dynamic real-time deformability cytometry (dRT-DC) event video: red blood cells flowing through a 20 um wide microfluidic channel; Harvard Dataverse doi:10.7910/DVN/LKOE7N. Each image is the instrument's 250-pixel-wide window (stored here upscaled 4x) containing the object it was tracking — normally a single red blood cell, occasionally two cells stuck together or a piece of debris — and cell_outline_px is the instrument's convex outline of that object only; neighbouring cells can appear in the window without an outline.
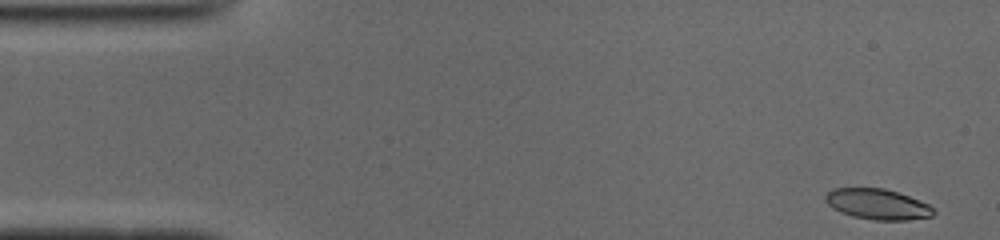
{"species": "common noctule bat (a hibernating species)", "species_latin": "Nyctalus noctula", "temperature_condition": "cold", "stored_images_in_passage": 49, "camera_frame_rate_fps": 3000, "um_per_image_px": 0.085, "animal": {"sex": "male", "body_mass_g": 19.0, "forearm_length_mm": 50.8}, "frame": {"image": 1, "passage_image": 1, "time_ms": 0.0, "image_size_px": [1000, 240], "cell_outline_px": [[936, 212], [932, 216], [908, 220], [872, 220], [852, 216], [840, 212], [832, 208], [824, 200], [824, 196], [832, 188], [884, 188], [908, 196], [928, 204]], "centroid_in_image_um": [74.55, 17.36], "position_along_channel_um": 10.4, "area_um2": 19.25}}
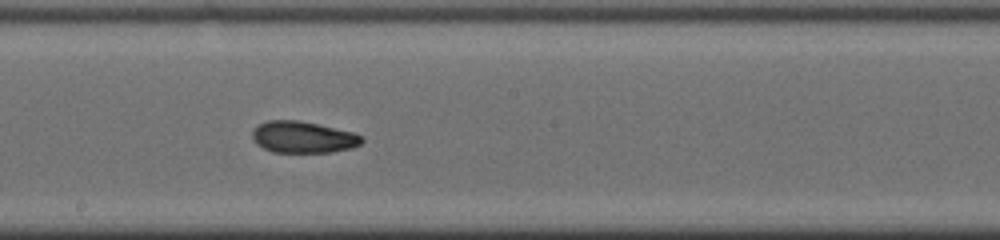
{"frame": {"image": 2, "passage_image": 26, "time_ms": 8.333, "image_size_px": [1000, 240], "cell_outline_px": [[364, 140], [360, 144], [352, 148], [332, 152], [272, 152], [256, 144], [252, 136], [252, 132], [256, 124], [268, 120], [300, 120], [352, 132], [364, 136]], "centroid_in_image_um": [25.75, 11.65], "position_along_channel_um": 222.5, "area_um2": 20.29}}
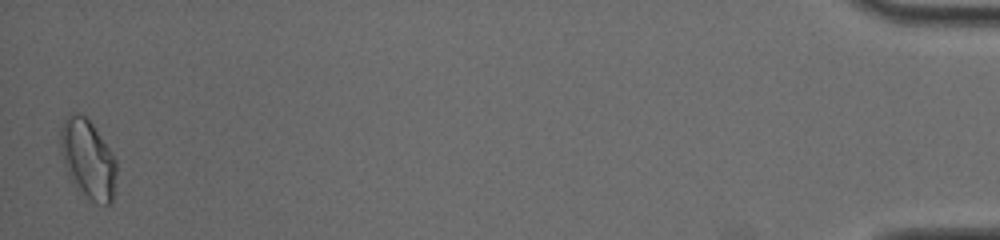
{"frame": {"image": 3, "passage_image": 49, "time_ms": 16.0, "image_size_px": [1000, 240], "cell_outline_px": [[116, 172], [112, 200], [108, 204], [96, 204], [68, 176], [60, 152], [60, 132], [64, 120], [68, 112], [80, 112], [92, 124], [112, 152], [116, 160]], "centroid_in_image_um": [7.45, 13.46], "position_along_channel_um": 427.7, "area_um2": 25.43}, "authors_computed_cell_mechanics": {"area_um2": 20.2878, "velocity_mm_per_s": 3.9168, "shape_relaxation_time_tau1_ms": 10.8441, "shape_relaxation_time_tau2_ms": 3.1107, "deformation_change_tau1": 0.239, "deformation_change_tau2": 0.0926}}